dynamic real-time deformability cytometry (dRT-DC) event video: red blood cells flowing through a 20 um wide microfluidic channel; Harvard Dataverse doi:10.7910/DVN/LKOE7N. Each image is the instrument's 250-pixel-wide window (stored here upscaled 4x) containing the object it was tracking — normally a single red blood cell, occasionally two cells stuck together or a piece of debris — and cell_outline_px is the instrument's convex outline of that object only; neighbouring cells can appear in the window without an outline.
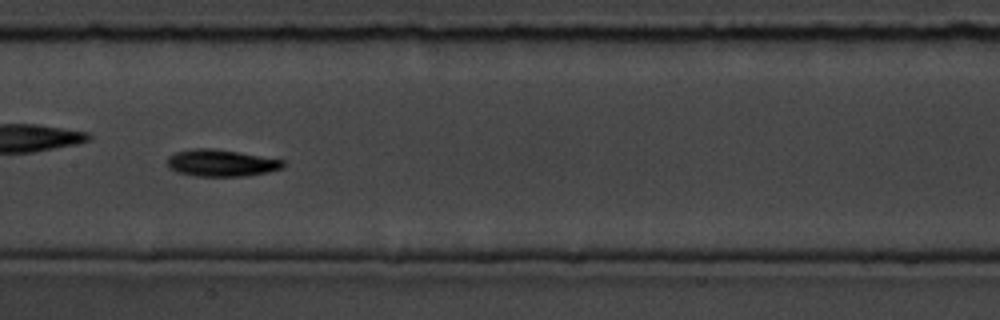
{"species": "common noctule bat (a hibernating species)", "species_latin": "Nyctalus noctula", "temperature_condition": "room temperature", "stored_images_in_passage": 14, "camera_frame_rate_fps": 3000, "um_per_image_px": 0.085, "animal": {"sex": "male", "body_mass_g": 19.5, "forearm_length_mm": 54.6}, "frame": {"image": 1, "passage_image": 7, "time_ms": 8.0, "image_size_px": [1000, 320], "cell_outline_px": [[284, 168], [268, 172], [248, 176], [196, 176], [176, 172], [168, 168], [168, 156], [176, 152], [192, 148], [212, 148], [284, 160]], "centroid_in_image_um": [18.78, 13.86], "position_along_channel_um": 188.6, "area_um2": 18.15}}
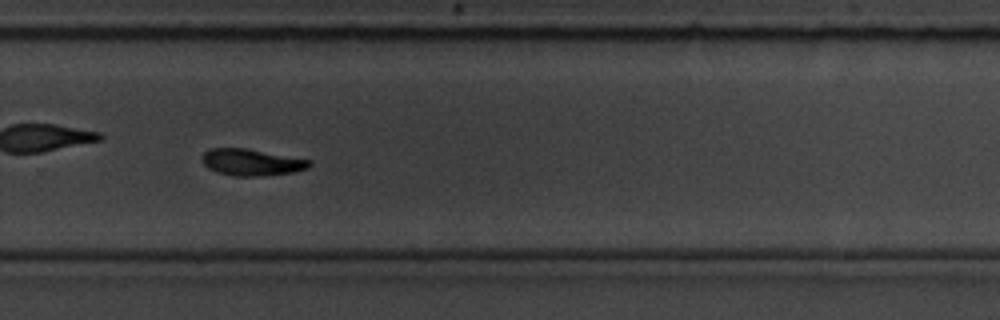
{"frame": {"image": 2, "passage_image": 10, "time_ms": 11.333, "image_size_px": [1000, 320], "cell_outline_px": [[312, 164], [308, 168], [292, 172], [264, 176], [232, 176], [216, 172], [208, 168], [200, 160], [204, 152], [208, 148], [244, 148], [312, 160]], "centroid_in_image_um": [21.35, 13.8], "position_along_channel_um": 308.4, "area_um2": 16.76}, "authors_computed_cell_mechanics": {"area_um2": 16.8487, "velocity_mm_per_s": 3.6134, "shape_relaxation_time_tau1_ms": 2.8835, "shape_relaxation_time_tau2_ms": null, "deformation_change_tau1": 0.0992, "deformation_change_tau2": null}}